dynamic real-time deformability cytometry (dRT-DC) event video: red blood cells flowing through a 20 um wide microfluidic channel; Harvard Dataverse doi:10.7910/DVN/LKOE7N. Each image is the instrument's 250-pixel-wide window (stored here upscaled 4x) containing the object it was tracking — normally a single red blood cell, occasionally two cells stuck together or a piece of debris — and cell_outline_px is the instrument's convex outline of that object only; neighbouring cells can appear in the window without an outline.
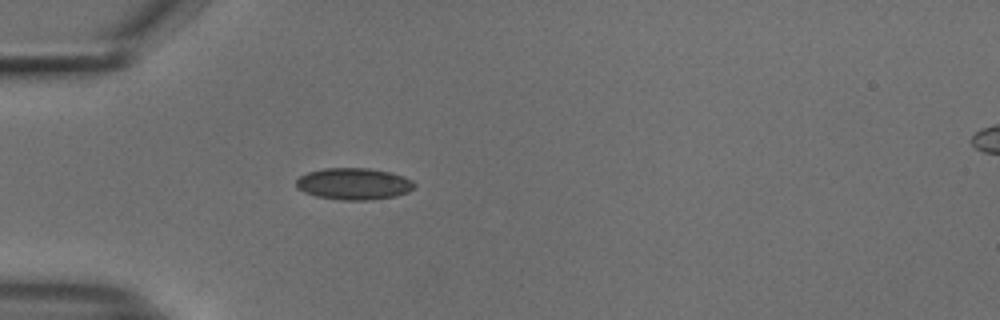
{"species": "common noctule bat (a hibernating species)", "species_latin": "Nyctalus noctula", "temperature_condition": "cold", "stored_images_in_passage": 38, "camera_frame_rate_fps": 3000, "um_per_image_px": 0.085, "animal": {"sex": "male", "body_mass_g": 18.8}, "frame": {"image": 1, "passage_image": 1, "time_ms": 0.0, "image_size_px": [1000, 320], "cell_outline_px": [[416, 184], [408, 192], [396, 196], [368, 200], [340, 200], [316, 196], [304, 192], [296, 188], [296, 180], [300, 176], [308, 172], [324, 168], [368, 168], [392, 172], [404, 176], [412, 180]], "centroid_in_image_um": [30.07, 15.62], "position_along_channel_um": 54.9, "area_um2": 21.96}}
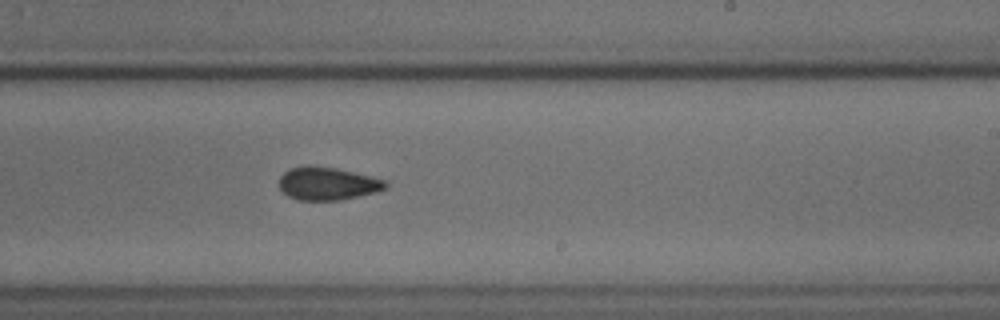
{"frame": {"image": 2, "passage_image": 18, "time_ms": 5.667, "image_size_px": [1000, 320], "cell_outline_px": [[388, 188], [376, 192], [340, 200], [300, 200], [288, 196], [280, 188], [280, 176], [284, 172], [292, 168], [304, 164], [308, 164], [336, 168], [388, 180]], "centroid_in_image_um": [27.87, 15.59], "position_along_channel_um": 261.1, "area_um2": 20.58}}
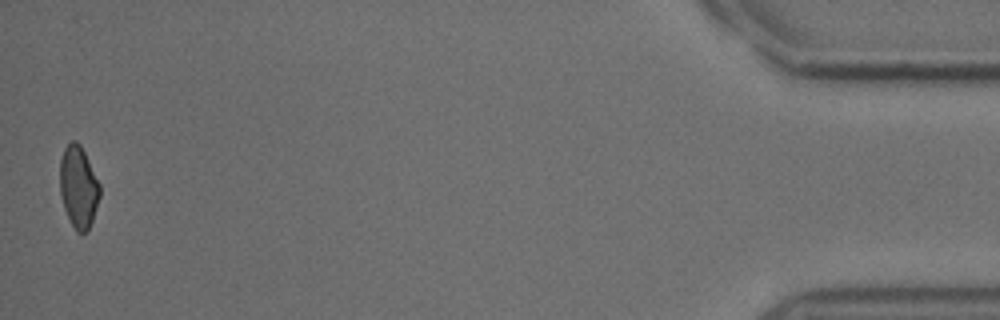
{"frame": {"image": 3, "passage_image": 38, "time_ms": 12.333, "image_size_px": [1000, 320], "cell_outline_px": [[100, 196], [92, 220], [88, 228], [84, 232], [76, 232], [64, 208], [60, 196], [60, 160], [64, 148], [72, 140], [76, 140], [80, 144], [100, 184]], "centroid_in_image_um": [6.66, 15.87], "position_along_channel_um": 428.5, "area_um2": 18.84}, "authors_computed_cell_mechanics": {"area_um2": 20.1722, "velocity_mm_per_s": 3.7816, "shape_relaxation_time_tau1_ms": 4.0882, "shape_relaxation_time_tau2_ms": 3.4059, "deformation_change_tau1": 0.0891, "deformation_change_tau2": 0.0804}}